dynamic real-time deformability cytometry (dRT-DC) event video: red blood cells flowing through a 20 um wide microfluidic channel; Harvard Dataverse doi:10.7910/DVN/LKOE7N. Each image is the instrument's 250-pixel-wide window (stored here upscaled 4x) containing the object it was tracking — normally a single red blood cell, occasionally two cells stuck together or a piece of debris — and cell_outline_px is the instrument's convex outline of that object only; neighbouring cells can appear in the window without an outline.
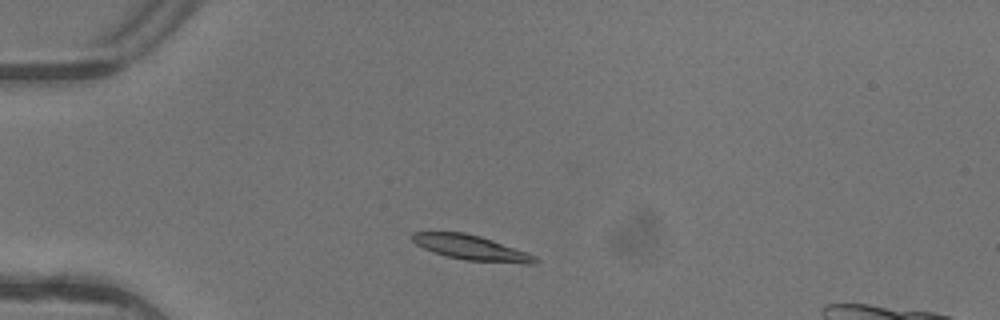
{"species": "common noctule bat (a hibernating species)", "species_latin": "Nyctalus noctula", "temperature_condition": "warm", "stored_images_in_passage": 5, "camera_frame_rate_fps": 3000, "um_per_image_px": 0.085, "animal": {"sex": "female"}, "frame": {"image": 1, "passage_image": 2, "time_ms": 0.333, "image_size_px": [1000, 320], "cell_outline_px": [[540, 260], [536, 264], [524, 264], [464, 260], [444, 256], [424, 248], [416, 244], [408, 236], [412, 232], [464, 232], [480, 236], [528, 252], [536, 256]], "centroid_in_image_um": [40.08, 21.06], "position_along_channel_um": 44.9, "area_um2": 18.09}}
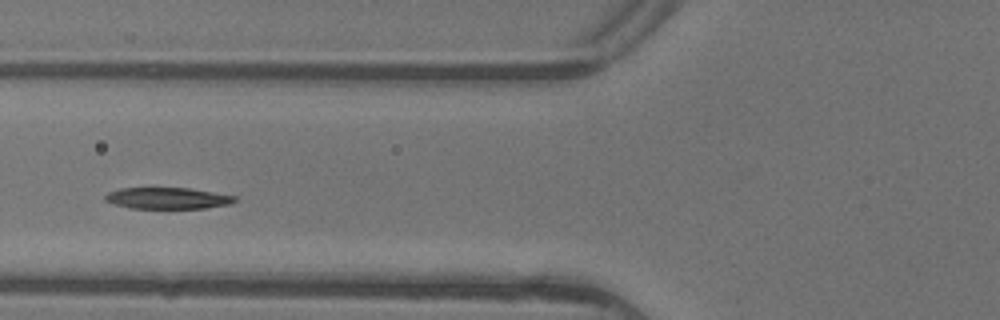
{"frame": {"image": 2, "passage_image": 4, "time_ms": 1.0, "image_size_px": [1000, 320], "cell_outline_px": [[240, 200], [232, 204], [204, 208], [128, 208], [104, 200], [104, 196], [108, 192], [120, 188], [188, 188], [236, 196]], "centroid_in_image_um": [14.28, 16.85], "position_along_channel_um": 111.5, "area_um2": 16.18}}
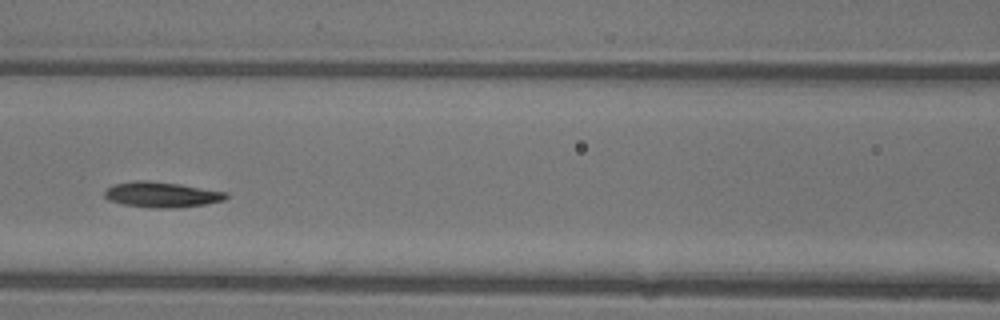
{"frame": {"image": 3, "passage_image": 5, "time_ms": 1.333, "image_size_px": [1000, 320], "cell_outline_px": [[228, 196], [224, 200], [204, 204], [176, 208], [148, 208], [124, 204], [108, 200], [104, 196], [104, 188], [112, 184], [136, 180], [144, 180], [176, 184], [228, 192]], "centroid_in_image_um": [13.68, 16.54], "position_along_channel_um": 152.9, "area_um2": 18.03}}